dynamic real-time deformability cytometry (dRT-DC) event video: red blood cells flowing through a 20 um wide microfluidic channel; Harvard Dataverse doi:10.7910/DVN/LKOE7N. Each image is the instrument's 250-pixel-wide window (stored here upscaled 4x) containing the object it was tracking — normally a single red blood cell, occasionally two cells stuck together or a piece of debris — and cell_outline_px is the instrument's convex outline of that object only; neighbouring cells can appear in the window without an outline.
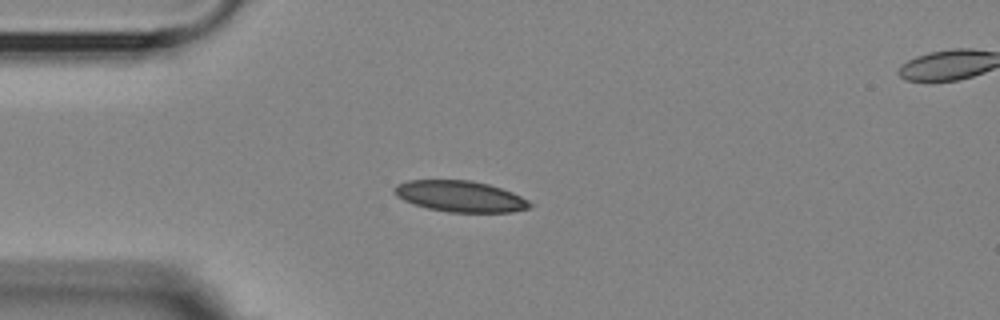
{"species": "Egyptian fruit bat (a non-hibernating species)", "species_latin": "Rousettus aegyptiacus", "temperature_condition": "room temperature", "stored_images_in_passage": 9, "camera_frame_rate_fps": 3000, "um_per_image_px": 0.085, "animal": {"sex": "female"}, "frame": {"image": 1, "passage_image": 1, "time_ms": 0.0, "image_size_px": [1000, 320], "cell_outline_px": [[536, 204], [528, 208], [512, 212], [448, 212], [428, 208], [404, 200], [396, 196], [392, 188], [396, 184], [408, 180], [472, 180], [488, 184], [512, 192]], "centroid_in_image_um": [39.12, 16.68], "position_along_channel_um": 45.9, "area_um2": 24.57}}
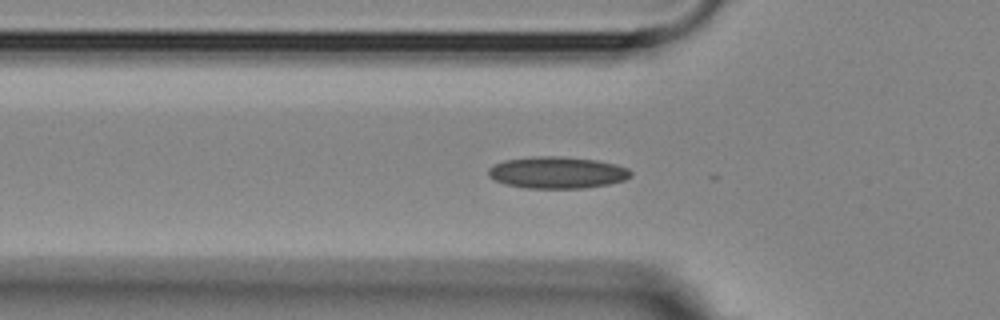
{"frame": {"image": 2, "passage_image": 5, "time_ms": 1.333, "image_size_px": [1000, 320], "cell_outline_px": [[632, 176], [624, 180], [608, 184], [584, 188], [524, 188], [504, 184], [488, 176], [488, 168], [504, 160], [532, 156], [560, 156], [596, 160], [616, 164], [628, 168], [632, 172]], "centroid_in_image_um": [47.36, 14.66], "position_along_channel_um": 78.4, "area_um2": 26.47}}
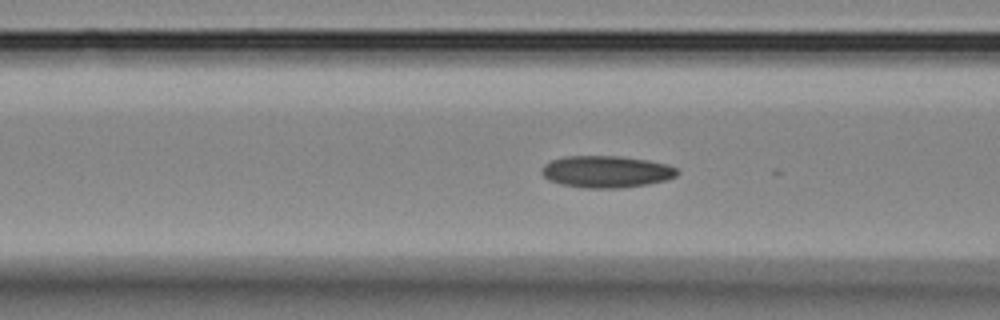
{"frame": {"image": 3, "passage_image": 8, "time_ms": 2.333, "image_size_px": [1000, 320], "cell_outline_px": [[680, 172], [676, 176], [668, 180], [648, 184], [620, 188], [584, 188], [560, 184], [548, 180], [540, 172], [540, 168], [544, 164], [552, 160], [564, 156], [620, 156], [648, 160], [668, 164], [676, 168]], "centroid_in_image_um": [51.53, 14.59], "position_along_channel_um": 115.1, "area_um2": 25.49}}